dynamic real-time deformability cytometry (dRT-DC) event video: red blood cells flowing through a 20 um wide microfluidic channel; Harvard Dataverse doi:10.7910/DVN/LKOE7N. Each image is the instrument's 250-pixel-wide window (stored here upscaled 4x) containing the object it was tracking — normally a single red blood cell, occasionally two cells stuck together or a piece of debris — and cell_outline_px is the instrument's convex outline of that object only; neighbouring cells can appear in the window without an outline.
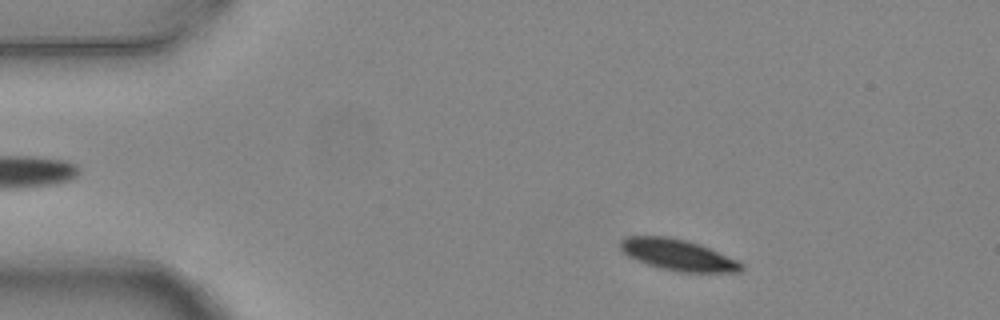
{"species": "common noctule bat (a hibernating species)", "species_latin": "Nyctalus noctula", "temperature_condition": "warm", "stored_images_in_passage": 3, "camera_frame_rate_fps": 3000, "um_per_image_px": 0.085, "animal": {"sex": "female", "body_mass_g": 24.6, "forearm_length_mm": 56.2}, "frame": {"image": 1, "passage_image": 1, "time_ms": 0.0, "image_size_px": [1000, 320], "cell_outline_px": [[744, 268], [740, 272], [676, 272], [660, 268], [648, 264], [628, 256], [620, 248], [620, 240], [624, 236], [668, 236], [688, 240], [700, 244], [736, 260], [744, 264]], "centroid_in_image_um": [57.62, 21.66], "position_along_channel_um": 27.4, "area_um2": 22.02}}